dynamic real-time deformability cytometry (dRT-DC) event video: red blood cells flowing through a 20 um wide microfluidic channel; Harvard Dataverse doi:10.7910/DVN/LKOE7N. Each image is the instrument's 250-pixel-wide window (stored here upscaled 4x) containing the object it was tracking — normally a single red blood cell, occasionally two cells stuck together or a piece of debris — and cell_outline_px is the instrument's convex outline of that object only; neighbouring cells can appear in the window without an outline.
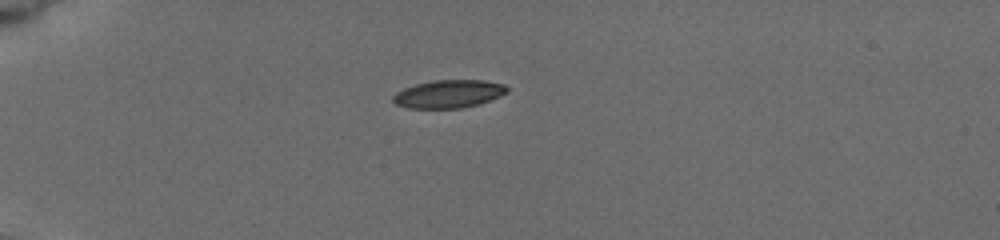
{"species": "common noctule bat (a hibernating species)", "species_latin": "Nyctalus noctula", "temperature_condition": "cold", "stored_images_in_passage": 6, "camera_frame_rate_fps": 3000, "um_per_image_px": 0.085, "animal": {"sex": "female", "body_mass_g": 19.5, "forearm_length_mm": 54.1}, "frame": {"image": 1, "passage_image": 1, "time_ms": 0.0, "image_size_px": [1000, 240], "cell_outline_px": [[508, 92], [500, 96], [476, 104], [460, 108], [408, 108], [396, 104], [392, 100], [392, 96], [396, 92], [404, 88], [416, 84], [432, 80], [484, 80], [504, 84], [508, 88]], "centroid_in_image_um": [38.11, 7.97], "position_along_channel_um": 46.9, "area_um2": 18.5}}
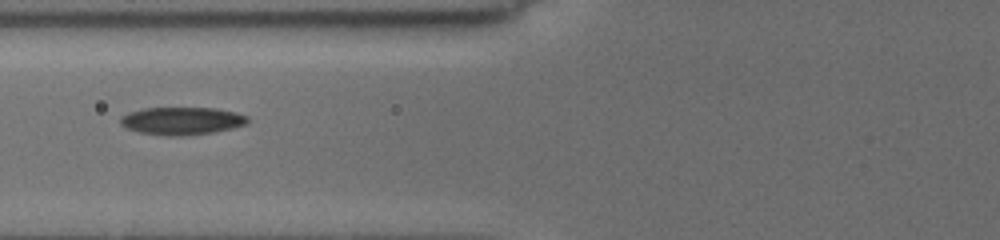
{"frame": {"image": 2, "passage_image": 4, "time_ms": 2.667, "image_size_px": [1000, 240], "cell_outline_px": [[248, 124], [232, 128], [212, 132], [180, 136], [172, 136], [140, 132], [128, 128], [120, 124], [120, 116], [128, 112], [144, 108], [216, 108], [236, 112], [248, 116]], "centroid_in_image_um": [15.47, 10.26], "position_along_channel_um": 110.3, "area_um2": 20.46}}
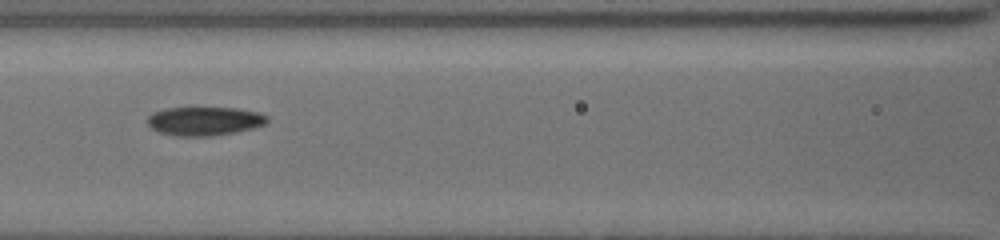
{"frame": {"image": 3, "passage_image": 5, "time_ms": 3.667, "image_size_px": [1000, 240], "cell_outline_px": [[268, 120], [264, 124], [252, 128], [236, 132], [208, 136], [180, 136], [160, 132], [152, 128], [148, 124], [148, 116], [152, 112], [164, 108], [188, 104], [192, 104], [236, 108], [256, 112], [268, 116]], "centroid_in_image_um": [17.33, 10.22], "position_along_channel_um": 149.3, "area_um2": 20.92}}